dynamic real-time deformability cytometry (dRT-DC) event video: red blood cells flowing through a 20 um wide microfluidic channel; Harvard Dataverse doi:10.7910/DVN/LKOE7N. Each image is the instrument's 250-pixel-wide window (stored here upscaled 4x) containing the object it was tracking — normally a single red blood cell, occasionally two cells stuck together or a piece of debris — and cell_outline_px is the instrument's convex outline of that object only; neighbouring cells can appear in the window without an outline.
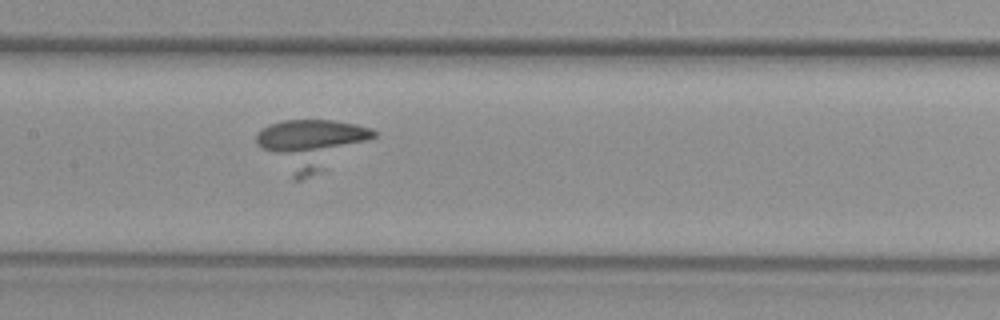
{"species": "common noctule bat (a hibernating species)", "species_latin": "Nyctalus noctula", "temperature_condition": "warm", "stored_images_in_passage": 50, "camera_frame_rate_fps": 3000, "um_per_image_px": 0.085, "animal": {"sex": "female", "body_mass_g": 29.2, "forearm_length_mm": 56.3}, "frame": {"image": 1, "passage_image": 24, "time_ms": 7.667, "image_size_px": [1000, 320], "cell_outline_px": [[380, 132], [376, 136], [324, 172], [300, 180], [292, 180], [256, 144], [256, 136], [260, 128], [268, 124], [280, 120], [332, 120], [356, 124], [372, 128]], "centroid_in_image_um": [26.43, 12.28], "position_along_channel_um": 181.0, "area_um2": 34.8}}
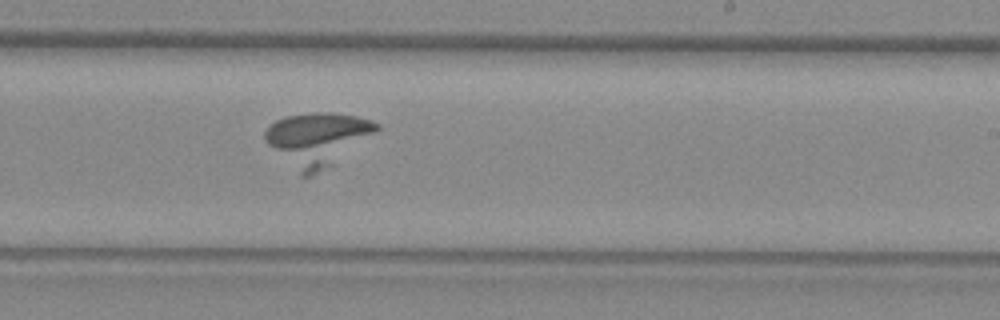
{"frame": {"image": 2, "passage_image": 30, "time_ms": 9.667, "image_size_px": [1000, 320], "cell_outline_px": [[380, 128], [324, 168], [308, 176], [300, 176], [264, 140], [264, 132], [276, 120], [284, 116], [308, 112], [332, 112], [356, 116], [372, 120], [380, 124]], "centroid_in_image_um": [26.92, 11.77], "position_along_channel_um": 262.1, "area_um2": 33.64}}
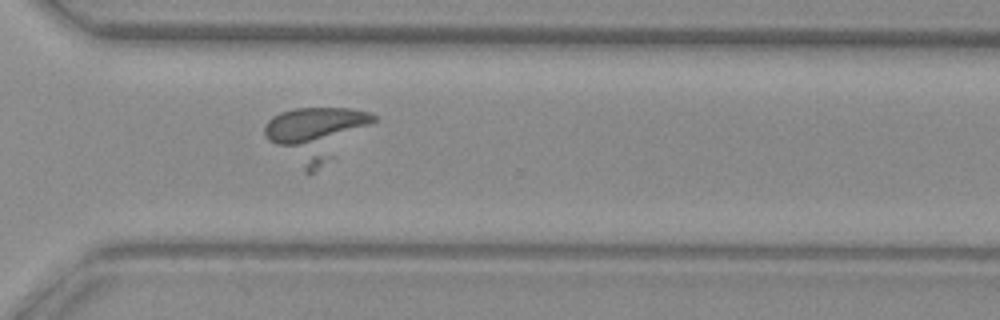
{"frame": {"image": 3, "passage_image": 36, "time_ms": 11.667, "image_size_px": [1000, 320], "cell_outline_px": [[376, 120], [336, 156], [308, 176], [268, 140], [264, 132], [264, 124], [272, 116], [280, 112], [296, 108], [352, 108], [372, 112], [376, 116]], "centroid_in_image_um": [26.84, 11.36], "position_along_channel_um": 343.8, "area_um2": 33.93}}